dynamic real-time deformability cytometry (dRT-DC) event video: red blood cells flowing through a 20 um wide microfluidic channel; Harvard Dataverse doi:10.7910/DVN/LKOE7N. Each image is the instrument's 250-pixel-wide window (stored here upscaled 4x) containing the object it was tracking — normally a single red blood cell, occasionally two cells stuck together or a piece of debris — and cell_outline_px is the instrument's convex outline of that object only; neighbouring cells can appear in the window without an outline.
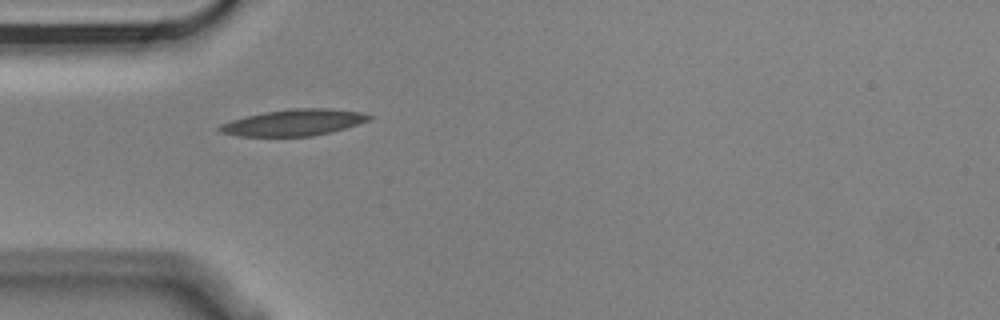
{"species": "Egyptian fruit bat (a non-hibernating species)", "species_latin": "Rousettus aegyptiacus", "temperature_condition": "cold", "stored_images_in_passage": 3, "camera_frame_rate_fps": 3000, "um_per_image_px": 0.085, "animal": {"sex": "male"}, "frame": {"image": 1, "passage_image": 1, "time_ms": 0.0, "image_size_px": [1000, 320], "cell_outline_px": [[372, 116], [368, 120], [332, 132], [312, 136], [240, 136], [220, 132], [216, 128], [220, 124], [232, 120], [264, 112], [288, 108], [332, 108], [360, 112]], "centroid_in_image_um": [24.95, 10.41], "position_along_channel_um": 60.1, "area_um2": 22.83}}
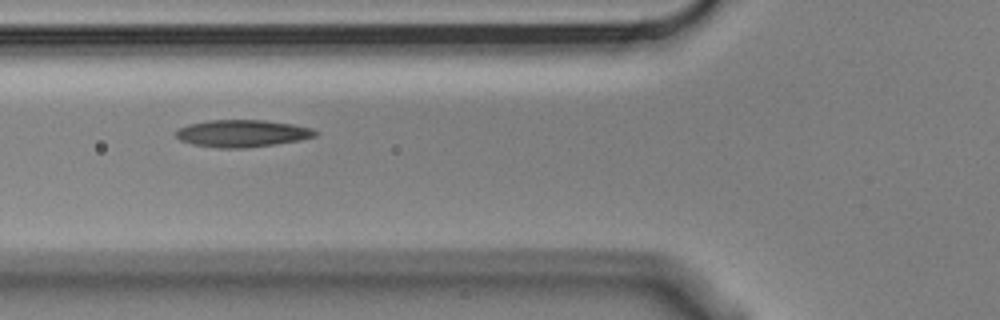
{"frame": {"image": 2, "passage_image": 2, "time_ms": 0.333, "image_size_px": [1000, 320], "cell_outline_px": [[320, 132], [316, 136], [300, 140], [276, 144], [244, 148], [220, 148], [192, 144], [180, 140], [176, 136], [176, 132], [180, 128], [188, 124], [208, 120], [264, 120], [292, 124], [312, 128]], "centroid_in_image_um": [20.61, 11.34], "position_along_channel_um": 105.2, "area_um2": 22.08}}
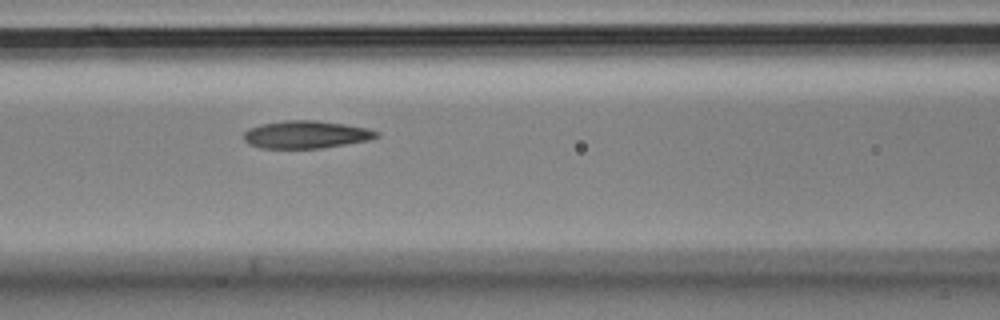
{"frame": {"image": 3, "passage_image": 3, "time_ms": 0.667, "image_size_px": [1000, 320], "cell_outline_px": [[380, 136], [368, 140], [320, 148], [260, 148], [248, 144], [244, 140], [244, 132], [248, 128], [260, 124], [284, 120], [316, 120], [344, 124], [368, 128], [380, 132]], "centroid_in_image_um": [25.99, 11.43], "position_along_channel_um": 140.6, "area_um2": 21.44}}